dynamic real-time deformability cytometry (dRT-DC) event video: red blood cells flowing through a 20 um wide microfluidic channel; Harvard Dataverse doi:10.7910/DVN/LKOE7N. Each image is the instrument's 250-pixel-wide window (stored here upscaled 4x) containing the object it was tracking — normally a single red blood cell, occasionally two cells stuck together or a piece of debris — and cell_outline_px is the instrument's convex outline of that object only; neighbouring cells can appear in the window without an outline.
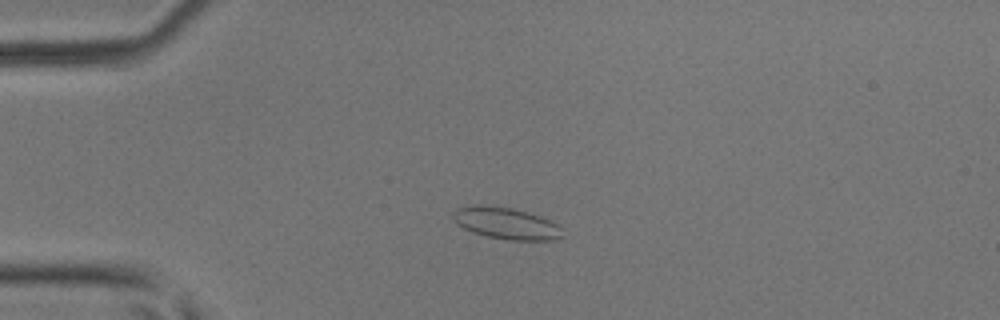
{"species": "common noctule bat (a hibernating species)", "species_latin": "Nyctalus noctula", "temperature_condition": "room temperature", "stored_images_in_passage": 50, "camera_frame_rate_fps": 3000, "um_per_image_px": 0.085, "animal": {"sex": "male", "body_mass_g": 17.9, "forearm_length_mm": 54.2}, "frame": {"image": 1, "passage_image": 12, "time_ms": 3.667, "image_size_px": [1000, 320], "cell_outline_px": [[564, 236], [556, 240], [508, 240], [488, 236], [472, 232], [456, 224], [452, 216], [452, 212], [460, 208], [472, 204], [480, 204], [512, 208], [540, 216], [556, 224], [560, 228]], "centroid_in_image_um": [43.0, 18.98], "position_along_channel_um": 42.0, "area_um2": 20.17}}
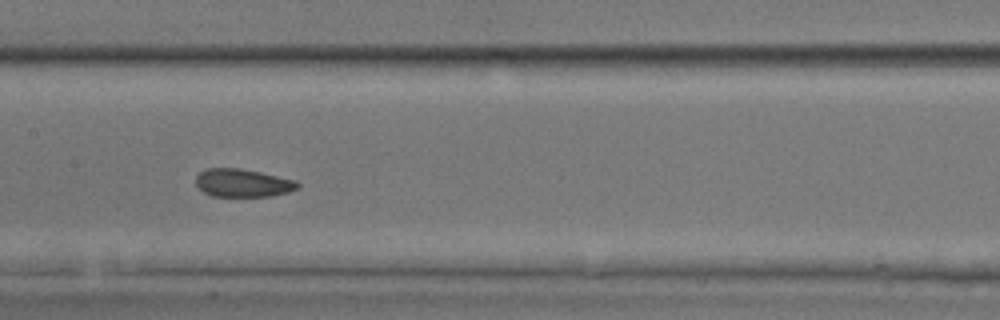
{"frame": {"image": 2, "passage_image": 25, "time_ms": 8.0, "image_size_px": [1000, 320], "cell_outline_px": [[300, 188], [288, 192], [272, 196], [212, 196], [204, 192], [196, 184], [196, 176], [200, 172], [208, 168], [240, 168], [260, 172], [296, 180], [300, 184]], "centroid_in_image_um": [20.66, 15.55], "position_along_channel_um": 186.7, "area_um2": 16.65}}
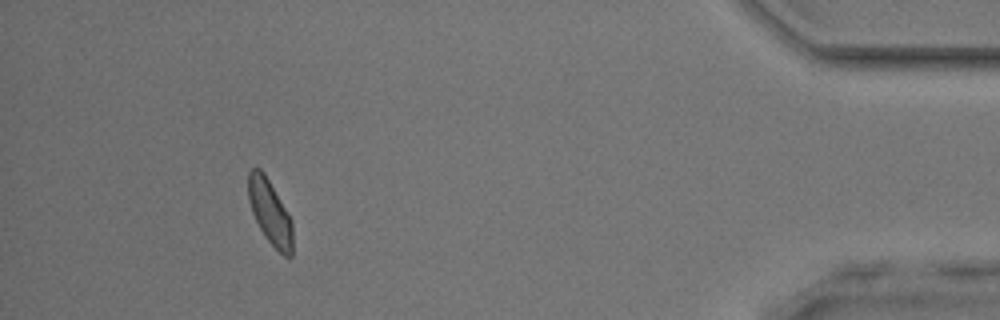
{"frame": {"image": 3, "passage_image": 46, "time_ms": 15.0, "image_size_px": [1000, 320], "cell_outline_px": [[292, 256], [284, 256], [264, 236], [252, 212], [248, 200], [248, 172], [252, 168], [260, 168], [264, 172], [292, 220]], "centroid_in_image_um": [22.93, 18.01], "position_along_channel_um": 412.3, "area_um2": 16.53}, "authors_computed_cell_mechanics": {"area_um2": 17.3978, "velocity_mm_per_s": 4.0568, "shape_relaxation_time_tau1_ms": 4.1874, "shape_relaxation_time_tau2_ms": 1.0033, "deformation_change_tau1": 0.1076, "deformation_change_tau2": 0.062}}